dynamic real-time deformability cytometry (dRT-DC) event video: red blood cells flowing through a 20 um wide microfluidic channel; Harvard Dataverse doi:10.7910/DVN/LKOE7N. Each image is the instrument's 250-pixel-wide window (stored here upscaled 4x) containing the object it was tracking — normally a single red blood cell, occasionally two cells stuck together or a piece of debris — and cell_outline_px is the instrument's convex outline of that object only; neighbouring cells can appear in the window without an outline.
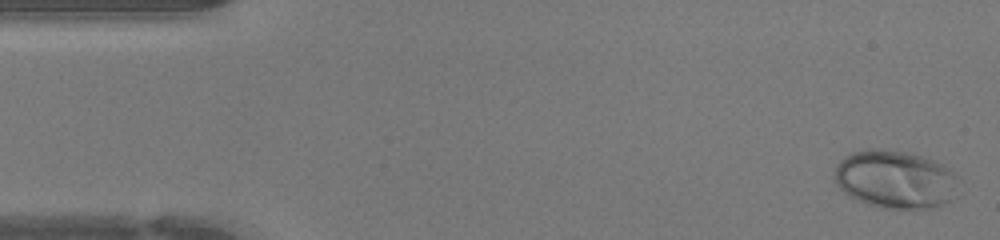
{"species": "human", "species_latin": "Homo sapiens", "temperature_condition": "warm", "stored_images_in_passage": 46, "camera_frame_rate_fps": 3000, "um_per_image_px": 0.085, "donor": {"sex": "female"}, "frame": {"image": 1, "passage_image": 1, "time_ms": 0.0, "image_size_px": [1000, 240], "cell_outline_px": [[960, 180], [956, 196], [952, 200], [928, 208], [884, 208], [868, 204], [856, 200], [848, 196], [836, 184], [836, 164], [844, 156], [852, 152], [868, 148], [876, 148], [904, 152], [920, 156], [932, 160], [948, 168]], "centroid_in_image_um": [76.1, 15.25], "position_along_channel_um": 8.9, "area_um2": 41.96}}
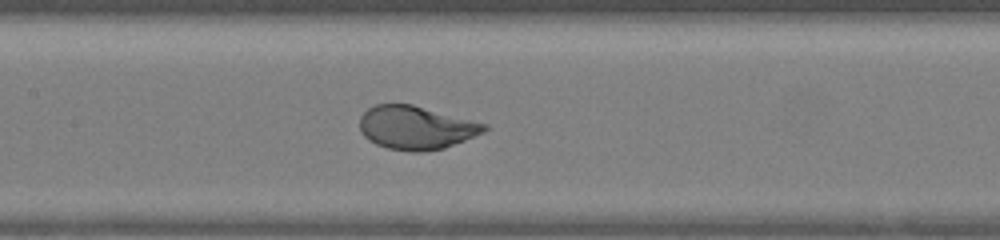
{"frame": {"image": 2, "passage_image": 21, "time_ms": 6.667, "image_size_px": [1000, 240], "cell_outline_px": [[488, 128], [484, 132], [444, 148], [420, 152], [412, 152], [388, 148], [376, 144], [368, 140], [360, 132], [360, 116], [368, 108], [376, 104], [412, 104], [488, 124]], "centroid_in_image_um": [35.34, 10.85], "position_along_channel_um": 172.1, "area_um2": 31.5}}
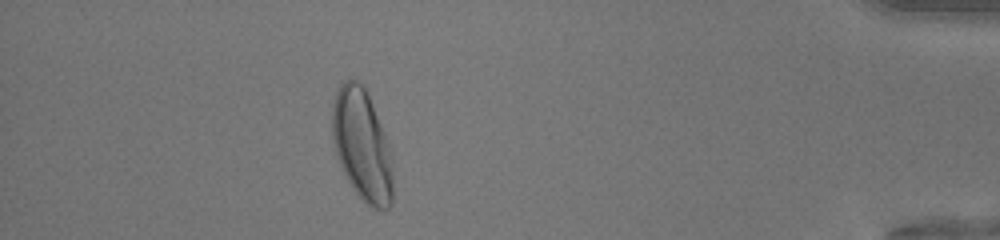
{"frame": {"image": 3, "passage_image": 41, "time_ms": 13.333, "image_size_px": [1000, 240], "cell_outline_px": [[392, 204], [388, 208], [372, 208], [352, 188], [340, 164], [332, 140], [332, 104], [336, 92], [340, 84], [344, 80], [356, 80], [364, 84], [368, 92], [384, 132], [392, 156]], "centroid_in_image_um": [30.77, 12.29], "position_along_channel_um": 404.4, "area_um2": 39.42}, "authors_computed_cell_mechanics": {"area_um2": 33.7263, "velocity_mm_per_s": 4.3036, "shape_relaxation_time_tau1_ms": 2.7025, "shape_relaxation_time_tau2_ms": null, "deformation_change_tau1": 0.1772, "deformation_change_tau2": null}}